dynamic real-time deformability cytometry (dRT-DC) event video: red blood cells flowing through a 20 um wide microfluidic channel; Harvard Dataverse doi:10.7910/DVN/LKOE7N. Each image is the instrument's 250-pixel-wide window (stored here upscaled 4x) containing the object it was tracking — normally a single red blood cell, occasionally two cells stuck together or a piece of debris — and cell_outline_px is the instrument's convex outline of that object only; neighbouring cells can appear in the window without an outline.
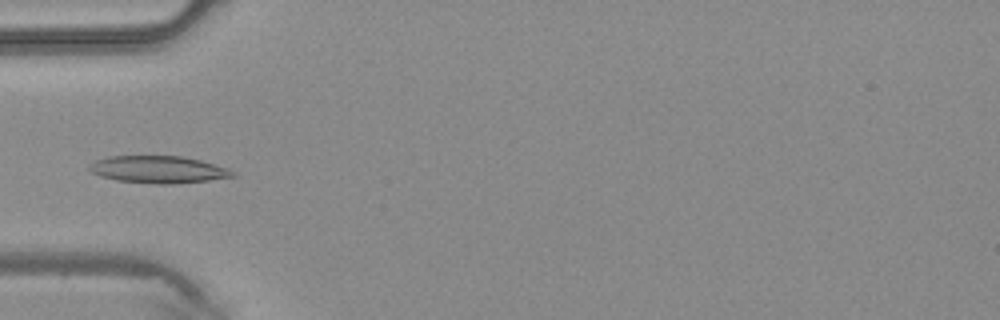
{"species": "common noctule bat (a hibernating species)", "species_latin": "Nyctalus noctula", "temperature_condition": "warm", "stored_images_in_passage": 42, "camera_frame_rate_fps": 3000, "um_per_image_px": 0.085, "animal": {"sex": "male", "body_mass_g": 20.4}, "frame": {"image": 1, "passage_image": 13, "time_ms": 4.0, "image_size_px": [1000, 320], "cell_outline_px": [[236, 176], [208, 180], [172, 184], [160, 184], [116, 180], [100, 176], [92, 172], [88, 168], [88, 164], [96, 160], [108, 156], [184, 156], [200, 160], [228, 168], [236, 172]], "centroid_in_image_um": [13.46, 14.4], "position_along_channel_um": 71.5, "area_um2": 22.72}}
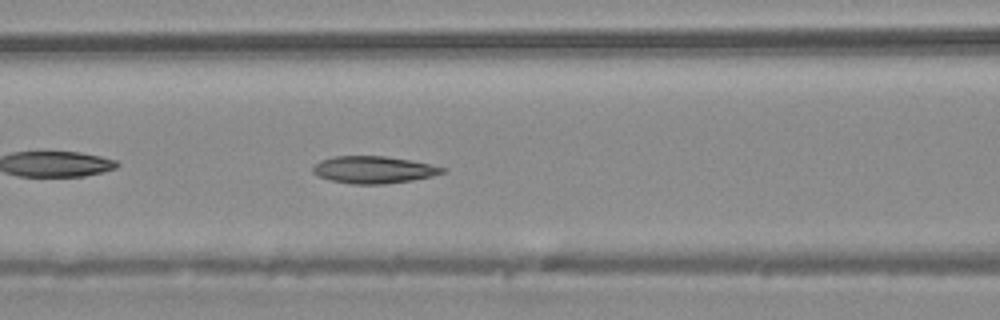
{"frame": {"image": 2, "passage_image": 17, "time_ms": 5.333, "image_size_px": [1000, 320], "cell_outline_px": [[448, 168], [444, 172], [432, 176], [412, 180], [384, 184], [352, 184], [328, 180], [312, 172], [312, 168], [320, 160], [332, 156], [384, 156], [408, 160]], "centroid_in_image_um": [31.73, 14.43], "position_along_channel_um": 134.9, "area_um2": 20.4}}
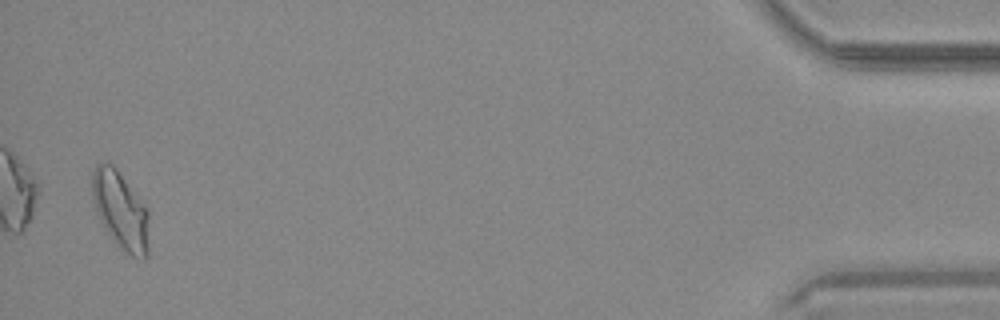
{"frame": {"image": 3, "passage_image": 41, "time_ms": 13.333, "image_size_px": [1000, 320], "cell_outline_px": [[148, 256], [144, 260], [132, 256], [124, 252], [116, 244], [104, 228], [100, 220], [92, 196], [92, 172], [96, 164], [100, 160], [108, 160], [116, 168], [148, 208]], "centroid_in_image_um": [10.25, 17.86], "position_along_channel_um": 425.0, "area_um2": 26.07}}